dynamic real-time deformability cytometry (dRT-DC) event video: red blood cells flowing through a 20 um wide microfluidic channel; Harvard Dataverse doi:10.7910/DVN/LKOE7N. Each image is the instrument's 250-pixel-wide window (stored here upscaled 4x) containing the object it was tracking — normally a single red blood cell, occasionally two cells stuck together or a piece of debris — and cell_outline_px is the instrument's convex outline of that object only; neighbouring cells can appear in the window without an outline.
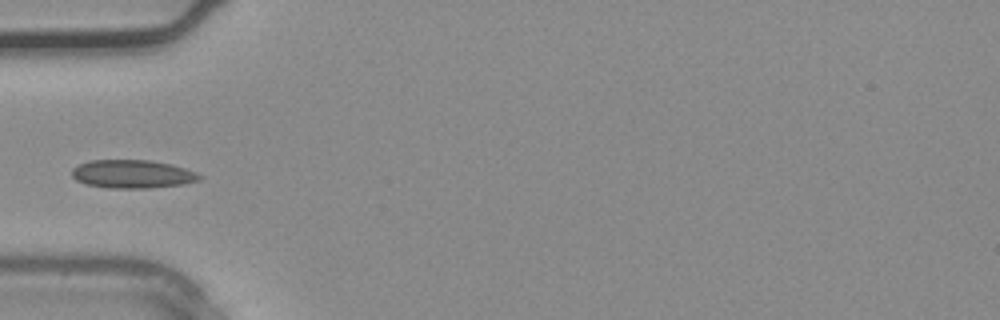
{"species": "common noctule bat (a hibernating species)", "species_latin": "Nyctalus noctula", "temperature_condition": "warm", "stored_images_in_passage": 35, "camera_frame_rate_fps": 3000, "um_per_image_px": 0.085, "animal": {"sex": "male", "body_mass_g": 20.4}, "frame": {"image": 1, "passage_image": 11, "time_ms": 3.333, "image_size_px": [1000, 320], "cell_outline_px": [[204, 176], [200, 180], [184, 184], [148, 188], [108, 188], [84, 184], [76, 180], [72, 176], [72, 168], [88, 160], [148, 160], [168, 164], [184, 168], [196, 172]], "centroid_in_image_um": [11.24, 14.8], "position_along_channel_um": 73.8, "area_um2": 21.1}}